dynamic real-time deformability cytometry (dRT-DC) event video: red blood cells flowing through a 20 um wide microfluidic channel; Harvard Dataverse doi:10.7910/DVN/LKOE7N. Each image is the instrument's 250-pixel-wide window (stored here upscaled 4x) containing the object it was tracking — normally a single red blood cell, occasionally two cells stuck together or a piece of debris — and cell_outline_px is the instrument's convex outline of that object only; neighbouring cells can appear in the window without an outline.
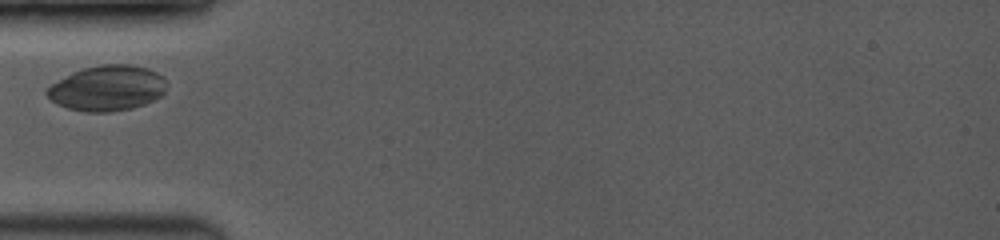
{"species": "common noctule bat (a hibernating species)", "species_latin": "Nyctalus noctula", "temperature_condition": "room temperature", "stored_images_in_passage": 2, "camera_frame_rate_fps": 3500, "um_per_image_px": 0.085, "animal": {"sex": "female", "body_mass_g": 19.0, "forearm_length_mm": 53.3}, "frame": {"image": 1, "passage_image": 1, "time_ms": 0.0, "image_size_px": [1000, 240], "cell_outline_px": [[168, 84], [164, 92], [160, 96], [144, 104], [132, 108], [112, 112], [84, 112], [68, 108], [56, 104], [44, 92], [52, 84], [72, 72], [84, 68], [100, 64], [128, 64], [148, 68], [164, 76]], "centroid_in_image_um": [9.14, 7.49], "position_along_channel_um": 75.9, "area_um2": 31.79}}